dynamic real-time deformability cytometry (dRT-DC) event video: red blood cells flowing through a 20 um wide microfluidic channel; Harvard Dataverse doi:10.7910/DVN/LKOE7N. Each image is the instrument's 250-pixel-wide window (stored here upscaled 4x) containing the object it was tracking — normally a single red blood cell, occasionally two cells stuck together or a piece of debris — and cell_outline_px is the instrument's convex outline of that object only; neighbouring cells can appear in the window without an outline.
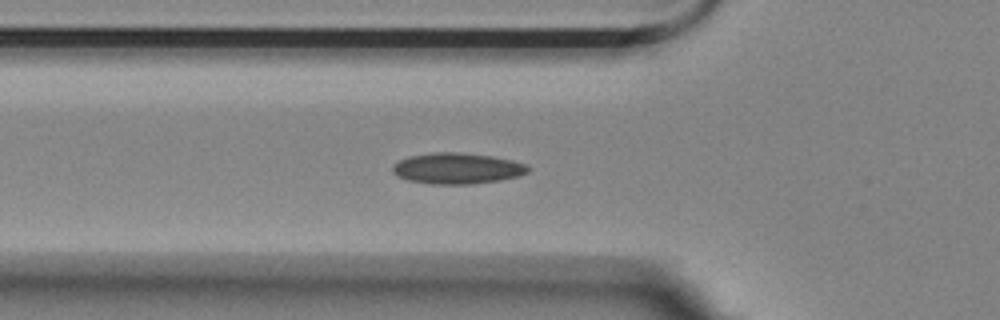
{"species": "Egyptian fruit bat (a non-hibernating species)", "species_latin": "Rousettus aegyptiacus", "temperature_condition": "room temperature", "stored_images_in_passage": 39, "camera_frame_rate_fps": 3000, "um_per_image_px": 0.085, "animal": {"sex": "female"}, "frame": {"image": 1, "passage_image": 2, "time_ms": 0.333, "image_size_px": [1000, 320], "cell_outline_px": [[532, 168], [528, 172], [520, 176], [500, 180], [472, 184], [432, 184], [408, 180], [396, 176], [392, 172], [392, 164], [408, 156], [432, 152], [460, 152], [492, 156], [512, 160], [524, 164]], "centroid_in_image_um": [38.85, 14.31], "position_along_channel_um": 87.0, "area_um2": 24.68}}
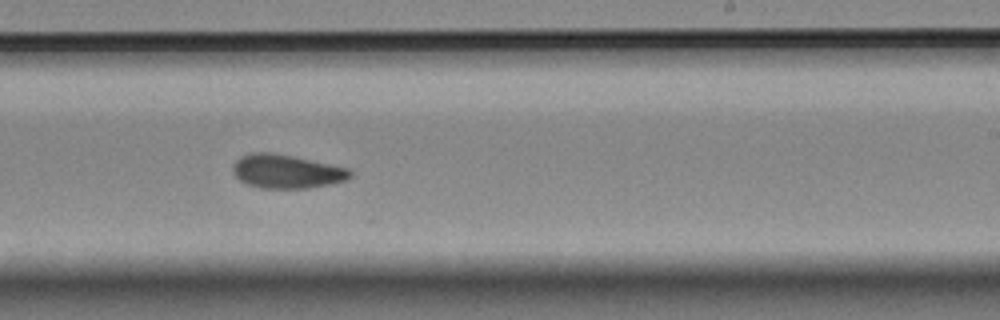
{"frame": {"image": 2, "passage_image": 17, "time_ms": 5.333, "image_size_px": [1000, 320], "cell_outline_px": [[352, 176], [348, 180], [308, 188], [260, 188], [248, 184], [240, 180], [232, 172], [232, 164], [240, 156], [252, 152], [272, 152], [292, 156], [348, 168], [352, 172]], "centroid_in_image_um": [24.33, 14.56], "position_along_channel_um": 264.7, "area_um2": 23.06}}
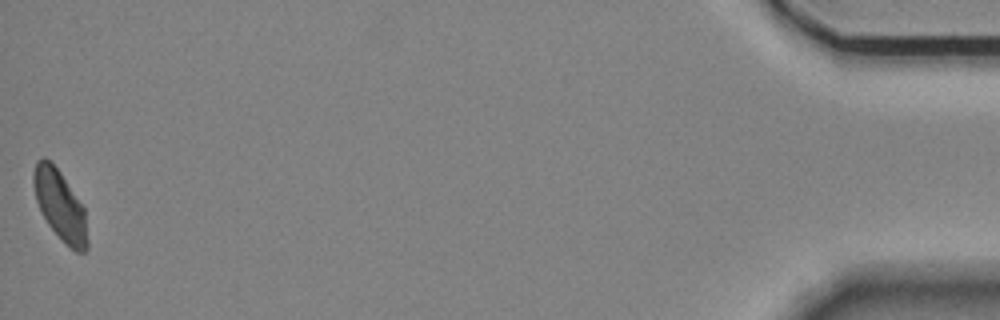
{"frame": {"image": 3, "passage_image": 39, "time_ms": 12.667, "image_size_px": [1000, 320], "cell_outline_px": [[88, 248], [84, 252], [76, 252], [48, 224], [36, 200], [32, 180], [32, 176], [36, 160], [44, 156], [60, 172], [84, 208], [88, 240]], "centroid_in_image_um": [5.1, 17.43], "position_along_channel_um": 430.1, "area_um2": 21.44}}